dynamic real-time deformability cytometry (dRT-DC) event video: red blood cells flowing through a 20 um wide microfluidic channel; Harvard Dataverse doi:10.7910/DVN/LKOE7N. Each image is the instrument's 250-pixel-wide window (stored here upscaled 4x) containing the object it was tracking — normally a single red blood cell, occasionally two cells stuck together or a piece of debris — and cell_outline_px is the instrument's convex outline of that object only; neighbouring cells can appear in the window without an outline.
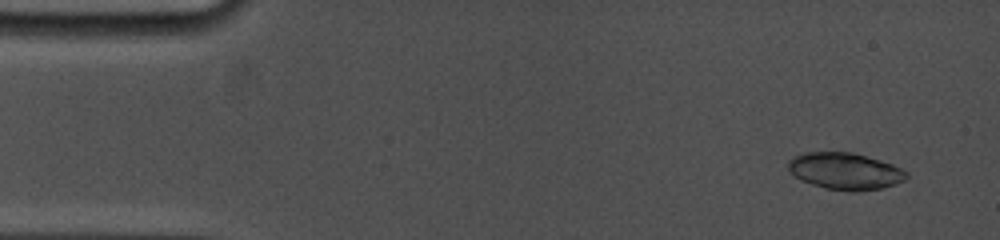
{"species": "common noctule bat (a hibernating species)", "species_latin": "Nyctalus noctula", "temperature_condition": "cold", "stored_images_in_passage": 8, "camera_frame_rate_fps": 5000, "um_per_image_px": 0.085, "animal": {"sex": "female", "body_mass_g": 19.0, "forearm_length_mm": 53.3}, "frame": {"image": 1, "passage_image": 2, "time_ms": 0.4, "image_size_px": [1000, 240], "cell_outline_px": [[908, 176], [904, 180], [896, 184], [880, 188], [856, 192], [848, 192], [824, 188], [800, 180], [788, 168], [788, 160], [804, 152], [852, 152], [880, 160], [892, 164], [908, 172]], "centroid_in_image_um": [71.84, 14.55], "position_along_channel_um": 13.2, "area_um2": 25.37}}
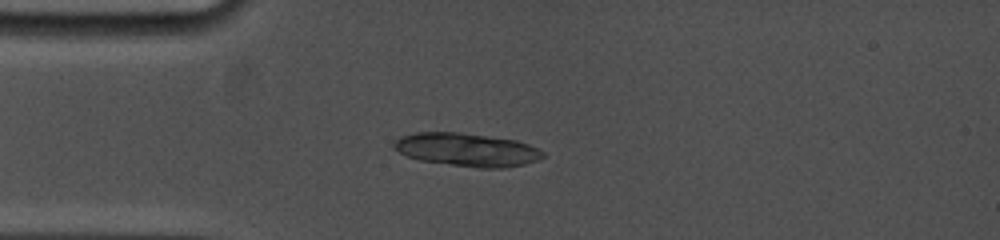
{"frame": {"image": 2, "passage_image": 7, "time_ms": 3.6, "image_size_px": [1000, 240], "cell_outline_px": [[544, 156], [536, 160], [524, 164], [504, 168], [480, 168], [420, 160], [408, 156], [392, 148], [392, 144], [400, 136], [416, 132], [460, 132], [516, 140], [528, 144], [544, 152]], "centroid_in_image_um": [39.66, 12.72], "position_along_channel_um": 45.3, "area_um2": 28.67}}